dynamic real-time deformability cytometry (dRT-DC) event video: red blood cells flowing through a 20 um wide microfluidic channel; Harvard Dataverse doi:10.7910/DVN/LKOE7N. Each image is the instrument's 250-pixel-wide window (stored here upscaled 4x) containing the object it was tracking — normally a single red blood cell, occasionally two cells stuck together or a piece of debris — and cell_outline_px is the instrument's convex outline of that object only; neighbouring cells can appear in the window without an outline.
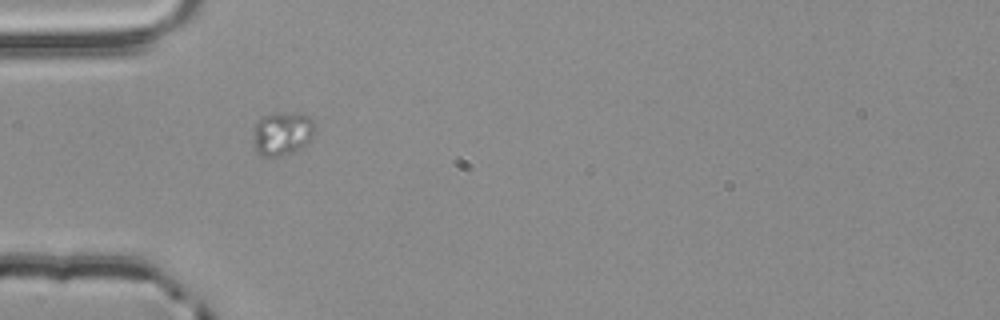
{"species": "common noctule bat (a hibernating species)", "species_latin": "Nyctalus noctula", "temperature_condition": "room temperature", "stored_images_in_passage": 2, "camera_frame_rate_fps": 3000, "um_per_image_px": 0.085, "animal": {"sex": "male", "body_mass_g": 20.4}, "frame": {"image": 1, "passage_image": 1, "time_ms": 0.0, "image_size_px": [1000, 320], "cell_outline_px": [[312, 140], [308, 144], [296, 152], [280, 156], [260, 156], [256, 152], [252, 140], [252, 128], [260, 116], [276, 112], [296, 112], [308, 116], [312, 120]], "centroid_in_image_um": [23.93, 11.35], "position_along_channel_um": 61.1, "area_um2": 16.24}}